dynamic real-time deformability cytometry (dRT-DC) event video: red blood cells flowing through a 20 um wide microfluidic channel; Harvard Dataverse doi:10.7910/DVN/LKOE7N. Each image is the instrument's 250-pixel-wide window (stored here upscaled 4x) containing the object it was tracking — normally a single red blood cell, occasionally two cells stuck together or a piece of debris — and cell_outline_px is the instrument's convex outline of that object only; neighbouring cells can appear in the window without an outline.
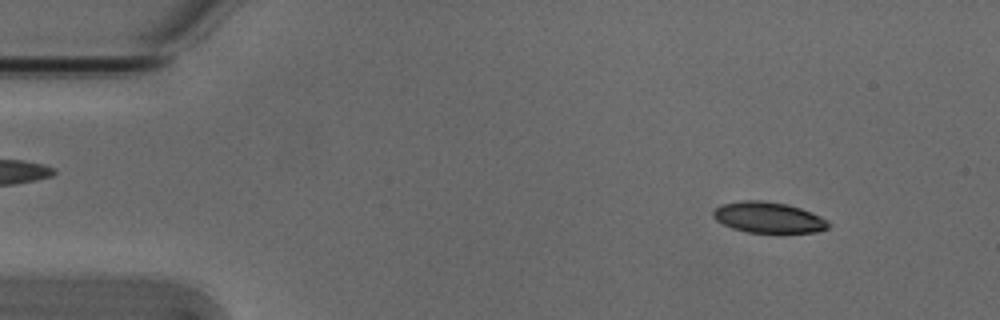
{"species": "Egyptian fruit bat (a non-hibernating species)", "species_latin": "Rousettus aegyptiacus", "temperature_condition": "cold", "stored_images_in_passage": 53, "camera_frame_rate_fps": 3000, "um_per_image_px": 0.085, "animal": {"sex": "male"}, "frame": {"image": 1, "passage_image": 6, "time_ms": 1.667, "image_size_px": [1000, 320], "cell_outline_px": [[828, 228], [816, 232], [748, 232], [732, 228], [716, 220], [712, 216], [712, 212], [720, 204], [744, 200], [760, 200], [788, 204], [800, 208], [820, 216], [828, 220]], "centroid_in_image_um": [65.29, 18.47], "position_along_channel_um": 19.7, "area_um2": 20.58}}
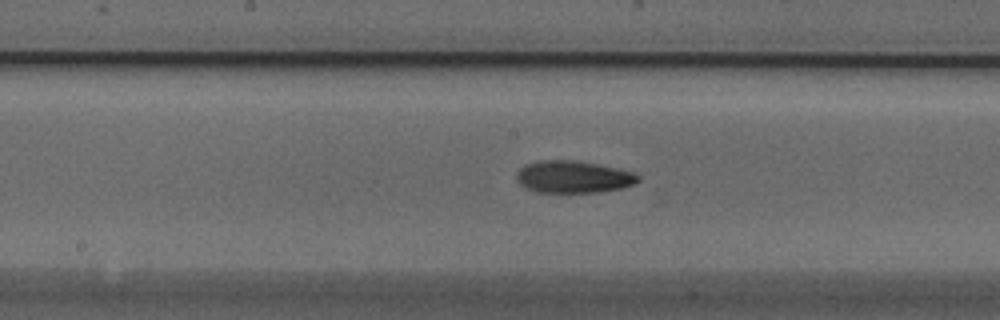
{"frame": {"image": 2, "passage_image": 27, "time_ms": 8.667, "image_size_px": [1000, 320], "cell_outline_px": [[640, 180], [632, 184], [620, 188], [600, 192], [536, 192], [520, 184], [516, 180], [516, 172], [524, 164], [540, 160], [572, 160], [596, 164], [636, 172], [640, 176]], "centroid_in_image_um": [48.71, 15.03], "position_along_channel_um": 199.5, "area_um2": 22.77}}
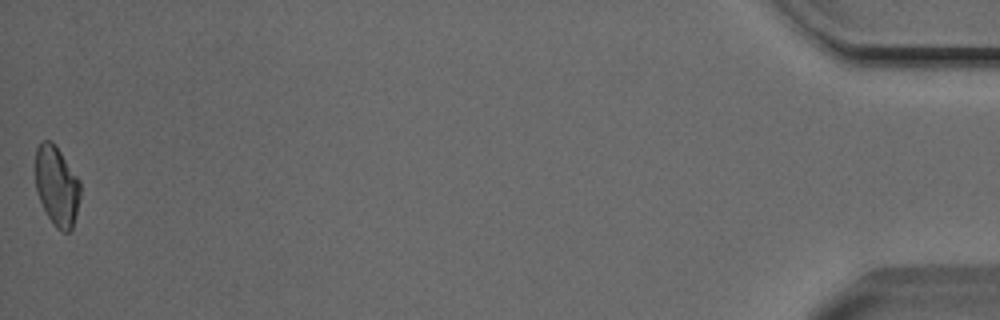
{"frame": {"image": 3, "passage_image": 53, "time_ms": 17.333, "image_size_px": [1000, 320], "cell_outline_px": [[80, 196], [72, 228], [68, 232], [60, 232], [56, 228], [48, 216], [36, 192], [36, 148], [40, 140], [52, 140], [80, 180]], "centroid_in_image_um": [4.82, 15.79], "position_along_channel_um": 430.4, "area_um2": 20.81}, "authors_computed_cell_mechanics": {"area_um2": 21.5016, "velocity_mm_per_s": 3.8454, "shape_relaxation_time_tau1_ms": 5.3274, "shape_relaxation_time_tau2_ms": 5.0236, "deformation_change_tau1": 0.1385, "deformation_change_tau2": 0.1171}}